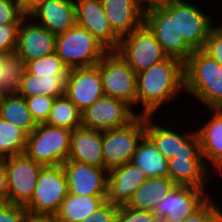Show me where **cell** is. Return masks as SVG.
Listing matches in <instances>:
<instances>
[{
	"mask_svg": "<svg viewBox=\"0 0 222 222\" xmlns=\"http://www.w3.org/2000/svg\"><path fill=\"white\" fill-rule=\"evenodd\" d=\"M184 88V63L174 57L137 73L136 106H143L140 115L152 116L162 104L177 98Z\"/></svg>",
	"mask_w": 222,
	"mask_h": 222,
	"instance_id": "obj_1",
	"label": "cell"
},
{
	"mask_svg": "<svg viewBox=\"0 0 222 222\" xmlns=\"http://www.w3.org/2000/svg\"><path fill=\"white\" fill-rule=\"evenodd\" d=\"M184 91L209 109L222 108V67L203 50L184 62Z\"/></svg>",
	"mask_w": 222,
	"mask_h": 222,
	"instance_id": "obj_2",
	"label": "cell"
},
{
	"mask_svg": "<svg viewBox=\"0 0 222 222\" xmlns=\"http://www.w3.org/2000/svg\"><path fill=\"white\" fill-rule=\"evenodd\" d=\"M144 23L168 57L177 58L184 63L194 52L177 27V0L145 9Z\"/></svg>",
	"mask_w": 222,
	"mask_h": 222,
	"instance_id": "obj_3",
	"label": "cell"
},
{
	"mask_svg": "<svg viewBox=\"0 0 222 222\" xmlns=\"http://www.w3.org/2000/svg\"><path fill=\"white\" fill-rule=\"evenodd\" d=\"M71 133L66 128L37 124L27 136L24 154L43 167L62 165L68 160Z\"/></svg>",
	"mask_w": 222,
	"mask_h": 222,
	"instance_id": "obj_4",
	"label": "cell"
},
{
	"mask_svg": "<svg viewBox=\"0 0 222 222\" xmlns=\"http://www.w3.org/2000/svg\"><path fill=\"white\" fill-rule=\"evenodd\" d=\"M107 51L88 30L77 24L56 35L55 52L68 69L96 66Z\"/></svg>",
	"mask_w": 222,
	"mask_h": 222,
	"instance_id": "obj_5",
	"label": "cell"
},
{
	"mask_svg": "<svg viewBox=\"0 0 222 222\" xmlns=\"http://www.w3.org/2000/svg\"><path fill=\"white\" fill-rule=\"evenodd\" d=\"M146 136V116L138 115L128 125L102 132L104 168L108 171L132 161L139 143Z\"/></svg>",
	"mask_w": 222,
	"mask_h": 222,
	"instance_id": "obj_6",
	"label": "cell"
},
{
	"mask_svg": "<svg viewBox=\"0 0 222 222\" xmlns=\"http://www.w3.org/2000/svg\"><path fill=\"white\" fill-rule=\"evenodd\" d=\"M67 195V178L62 165L45 166L32 198L24 207L31 216H55Z\"/></svg>",
	"mask_w": 222,
	"mask_h": 222,
	"instance_id": "obj_7",
	"label": "cell"
},
{
	"mask_svg": "<svg viewBox=\"0 0 222 222\" xmlns=\"http://www.w3.org/2000/svg\"><path fill=\"white\" fill-rule=\"evenodd\" d=\"M102 80L104 95L136 105L137 74L115 50L107 51L96 65Z\"/></svg>",
	"mask_w": 222,
	"mask_h": 222,
	"instance_id": "obj_8",
	"label": "cell"
},
{
	"mask_svg": "<svg viewBox=\"0 0 222 222\" xmlns=\"http://www.w3.org/2000/svg\"><path fill=\"white\" fill-rule=\"evenodd\" d=\"M137 74L168 58L153 32L143 23L120 39L115 50Z\"/></svg>",
	"mask_w": 222,
	"mask_h": 222,
	"instance_id": "obj_9",
	"label": "cell"
},
{
	"mask_svg": "<svg viewBox=\"0 0 222 222\" xmlns=\"http://www.w3.org/2000/svg\"><path fill=\"white\" fill-rule=\"evenodd\" d=\"M138 115L126 102L103 95L81 112V127L103 132L126 126Z\"/></svg>",
	"mask_w": 222,
	"mask_h": 222,
	"instance_id": "obj_10",
	"label": "cell"
},
{
	"mask_svg": "<svg viewBox=\"0 0 222 222\" xmlns=\"http://www.w3.org/2000/svg\"><path fill=\"white\" fill-rule=\"evenodd\" d=\"M1 160L4 162L7 175L8 203L25 206L34 194L43 166L25 154Z\"/></svg>",
	"mask_w": 222,
	"mask_h": 222,
	"instance_id": "obj_11",
	"label": "cell"
},
{
	"mask_svg": "<svg viewBox=\"0 0 222 222\" xmlns=\"http://www.w3.org/2000/svg\"><path fill=\"white\" fill-rule=\"evenodd\" d=\"M204 190L175 185L157 204L153 214L167 222H181L197 212L211 198Z\"/></svg>",
	"mask_w": 222,
	"mask_h": 222,
	"instance_id": "obj_12",
	"label": "cell"
},
{
	"mask_svg": "<svg viewBox=\"0 0 222 222\" xmlns=\"http://www.w3.org/2000/svg\"><path fill=\"white\" fill-rule=\"evenodd\" d=\"M64 94L83 112L104 95L99 68L92 66L69 69Z\"/></svg>",
	"mask_w": 222,
	"mask_h": 222,
	"instance_id": "obj_13",
	"label": "cell"
},
{
	"mask_svg": "<svg viewBox=\"0 0 222 222\" xmlns=\"http://www.w3.org/2000/svg\"><path fill=\"white\" fill-rule=\"evenodd\" d=\"M68 185V194L80 196H107L108 173L105 168L67 160L62 164Z\"/></svg>",
	"mask_w": 222,
	"mask_h": 222,
	"instance_id": "obj_14",
	"label": "cell"
},
{
	"mask_svg": "<svg viewBox=\"0 0 222 222\" xmlns=\"http://www.w3.org/2000/svg\"><path fill=\"white\" fill-rule=\"evenodd\" d=\"M76 24L88 30L108 51L116 50L120 37L113 31L101 0H75Z\"/></svg>",
	"mask_w": 222,
	"mask_h": 222,
	"instance_id": "obj_15",
	"label": "cell"
},
{
	"mask_svg": "<svg viewBox=\"0 0 222 222\" xmlns=\"http://www.w3.org/2000/svg\"><path fill=\"white\" fill-rule=\"evenodd\" d=\"M212 19L200 8L177 0V27L180 35L193 50H203L213 27Z\"/></svg>",
	"mask_w": 222,
	"mask_h": 222,
	"instance_id": "obj_16",
	"label": "cell"
},
{
	"mask_svg": "<svg viewBox=\"0 0 222 222\" xmlns=\"http://www.w3.org/2000/svg\"><path fill=\"white\" fill-rule=\"evenodd\" d=\"M24 17L18 29L16 51L25 64L55 52L56 35ZM26 20V21H25Z\"/></svg>",
	"mask_w": 222,
	"mask_h": 222,
	"instance_id": "obj_17",
	"label": "cell"
},
{
	"mask_svg": "<svg viewBox=\"0 0 222 222\" xmlns=\"http://www.w3.org/2000/svg\"><path fill=\"white\" fill-rule=\"evenodd\" d=\"M146 179L143 170L132 162L112 168L108 173L107 201L116 206L127 205Z\"/></svg>",
	"mask_w": 222,
	"mask_h": 222,
	"instance_id": "obj_18",
	"label": "cell"
},
{
	"mask_svg": "<svg viewBox=\"0 0 222 222\" xmlns=\"http://www.w3.org/2000/svg\"><path fill=\"white\" fill-rule=\"evenodd\" d=\"M113 31L122 38L144 23L145 9L138 0H101Z\"/></svg>",
	"mask_w": 222,
	"mask_h": 222,
	"instance_id": "obj_19",
	"label": "cell"
},
{
	"mask_svg": "<svg viewBox=\"0 0 222 222\" xmlns=\"http://www.w3.org/2000/svg\"><path fill=\"white\" fill-rule=\"evenodd\" d=\"M54 35L65 33L76 24L75 0H51L41 4L29 16Z\"/></svg>",
	"mask_w": 222,
	"mask_h": 222,
	"instance_id": "obj_20",
	"label": "cell"
},
{
	"mask_svg": "<svg viewBox=\"0 0 222 222\" xmlns=\"http://www.w3.org/2000/svg\"><path fill=\"white\" fill-rule=\"evenodd\" d=\"M68 160L104 168L102 132L83 127L74 129L71 133Z\"/></svg>",
	"mask_w": 222,
	"mask_h": 222,
	"instance_id": "obj_21",
	"label": "cell"
},
{
	"mask_svg": "<svg viewBox=\"0 0 222 222\" xmlns=\"http://www.w3.org/2000/svg\"><path fill=\"white\" fill-rule=\"evenodd\" d=\"M167 167L175 185L206 189L209 169L203 157H175L167 161Z\"/></svg>",
	"mask_w": 222,
	"mask_h": 222,
	"instance_id": "obj_22",
	"label": "cell"
},
{
	"mask_svg": "<svg viewBox=\"0 0 222 222\" xmlns=\"http://www.w3.org/2000/svg\"><path fill=\"white\" fill-rule=\"evenodd\" d=\"M213 116L201 128L196 129L200 141L203 158L207 159L208 167L214 166L222 172V108L209 109ZM211 165V166H210Z\"/></svg>",
	"mask_w": 222,
	"mask_h": 222,
	"instance_id": "obj_23",
	"label": "cell"
},
{
	"mask_svg": "<svg viewBox=\"0 0 222 222\" xmlns=\"http://www.w3.org/2000/svg\"><path fill=\"white\" fill-rule=\"evenodd\" d=\"M174 186L175 184L170 177L147 178L137 188L127 206L153 212L157 204Z\"/></svg>",
	"mask_w": 222,
	"mask_h": 222,
	"instance_id": "obj_24",
	"label": "cell"
},
{
	"mask_svg": "<svg viewBox=\"0 0 222 222\" xmlns=\"http://www.w3.org/2000/svg\"><path fill=\"white\" fill-rule=\"evenodd\" d=\"M107 201V196L68 194L55 215L59 222H81Z\"/></svg>",
	"mask_w": 222,
	"mask_h": 222,
	"instance_id": "obj_25",
	"label": "cell"
},
{
	"mask_svg": "<svg viewBox=\"0 0 222 222\" xmlns=\"http://www.w3.org/2000/svg\"><path fill=\"white\" fill-rule=\"evenodd\" d=\"M26 64L16 50L0 54V97L19 92Z\"/></svg>",
	"mask_w": 222,
	"mask_h": 222,
	"instance_id": "obj_26",
	"label": "cell"
},
{
	"mask_svg": "<svg viewBox=\"0 0 222 222\" xmlns=\"http://www.w3.org/2000/svg\"><path fill=\"white\" fill-rule=\"evenodd\" d=\"M154 116H146V136L154 143L157 150L166 158L170 160L175 158L180 152V146L193 134L182 135L176 131L169 130L165 126H160L153 123Z\"/></svg>",
	"mask_w": 222,
	"mask_h": 222,
	"instance_id": "obj_27",
	"label": "cell"
},
{
	"mask_svg": "<svg viewBox=\"0 0 222 222\" xmlns=\"http://www.w3.org/2000/svg\"><path fill=\"white\" fill-rule=\"evenodd\" d=\"M66 77L67 74H53L52 76L38 77L30 74L26 70L18 95L24 98L34 95H44L55 98L62 96L65 92Z\"/></svg>",
	"mask_w": 222,
	"mask_h": 222,
	"instance_id": "obj_28",
	"label": "cell"
},
{
	"mask_svg": "<svg viewBox=\"0 0 222 222\" xmlns=\"http://www.w3.org/2000/svg\"><path fill=\"white\" fill-rule=\"evenodd\" d=\"M131 162L141 168L147 178L169 177L166 158L147 136L139 143Z\"/></svg>",
	"mask_w": 222,
	"mask_h": 222,
	"instance_id": "obj_29",
	"label": "cell"
},
{
	"mask_svg": "<svg viewBox=\"0 0 222 222\" xmlns=\"http://www.w3.org/2000/svg\"><path fill=\"white\" fill-rule=\"evenodd\" d=\"M0 117L19 127L27 135L37 127L25 98L18 94L0 97Z\"/></svg>",
	"mask_w": 222,
	"mask_h": 222,
	"instance_id": "obj_30",
	"label": "cell"
},
{
	"mask_svg": "<svg viewBox=\"0 0 222 222\" xmlns=\"http://www.w3.org/2000/svg\"><path fill=\"white\" fill-rule=\"evenodd\" d=\"M45 124L73 131L81 127V112L64 94L55 98Z\"/></svg>",
	"mask_w": 222,
	"mask_h": 222,
	"instance_id": "obj_31",
	"label": "cell"
},
{
	"mask_svg": "<svg viewBox=\"0 0 222 222\" xmlns=\"http://www.w3.org/2000/svg\"><path fill=\"white\" fill-rule=\"evenodd\" d=\"M27 134L0 117V160L24 154Z\"/></svg>",
	"mask_w": 222,
	"mask_h": 222,
	"instance_id": "obj_32",
	"label": "cell"
},
{
	"mask_svg": "<svg viewBox=\"0 0 222 222\" xmlns=\"http://www.w3.org/2000/svg\"><path fill=\"white\" fill-rule=\"evenodd\" d=\"M26 70L38 77L52 76L53 74H68L69 71L56 52L28 62Z\"/></svg>",
	"mask_w": 222,
	"mask_h": 222,
	"instance_id": "obj_33",
	"label": "cell"
},
{
	"mask_svg": "<svg viewBox=\"0 0 222 222\" xmlns=\"http://www.w3.org/2000/svg\"><path fill=\"white\" fill-rule=\"evenodd\" d=\"M25 100L35 123H45L49 117L55 97L34 95L25 97Z\"/></svg>",
	"mask_w": 222,
	"mask_h": 222,
	"instance_id": "obj_34",
	"label": "cell"
},
{
	"mask_svg": "<svg viewBox=\"0 0 222 222\" xmlns=\"http://www.w3.org/2000/svg\"><path fill=\"white\" fill-rule=\"evenodd\" d=\"M24 17L20 3L15 0H0V25L20 24Z\"/></svg>",
	"mask_w": 222,
	"mask_h": 222,
	"instance_id": "obj_35",
	"label": "cell"
},
{
	"mask_svg": "<svg viewBox=\"0 0 222 222\" xmlns=\"http://www.w3.org/2000/svg\"><path fill=\"white\" fill-rule=\"evenodd\" d=\"M155 215L151 211L119 206L115 222H153Z\"/></svg>",
	"mask_w": 222,
	"mask_h": 222,
	"instance_id": "obj_36",
	"label": "cell"
},
{
	"mask_svg": "<svg viewBox=\"0 0 222 222\" xmlns=\"http://www.w3.org/2000/svg\"><path fill=\"white\" fill-rule=\"evenodd\" d=\"M203 51L222 67V23L220 26L212 27Z\"/></svg>",
	"mask_w": 222,
	"mask_h": 222,
	"instance_id": "obj_37",
	"label": "cell"
},
{
	"mask_svg": "<svg viewBox=\"0 0 222 222\" xmlns=\"http://www.w3.org/2000/svg\"><path fill=\"white\" fill-rule=\"evenodd\" d=\"M29 213L23 205L0 204V222H28Z\"/></svg>",
	"mask_w": 222,
	"mask_h": 222,
	"instance_id": "obj_38",
	"label": "cell"
},
{
	"mask_svg": "<svg viewBox=\"0 0 222 222\" xmlns=\"http://www.w3.org/2000/svg\"><path fill=\"white\" fill-rule=\"evenodd\" d=\"M20 24L0 25V54L16 50Z\"/></svg>",
	"mask_w": 222,
	"mask_h": 222,
	"instance_id": "obj_39",
	"label": "cell"
},
{
	"mask_svg": "<svg viewBox=\"0 0 222 222\" xmlns=\"http://www.w3.org/2000/svg\"><path fill=\"white\" fill-rule=\"evenodd\" d=\"M118 207L119 206L106 201L89 217L83 219L81 222H115Z\"/></svg>",
	"mask_w": 222,
	"mask_h": 222,
	"instance_id": "obj_40",
	"label": "cell"
},
{
	"mask_svg": "<svg viewBox=\"0 0 222 222\" xmlns=\"http://www.w3.org/2000/svg\"><path fill=\"white\" fill-rule=\"evenodd\" d=\"M219 210V206L210 198L197 212L181 222H208Z\"/></svg>",
	"mask_w": 222,
	"mask_h": 222,
	"instance_id": "obj_41",
	"label": "cell"
},
{
	"mask_svg": "<svg viewBox=\"0 0 222 222\" xmlns=\"http://www.w3.org/2000/svg\"><path fill=\"white\" fill-rule=\"evenodd\" d=\"M175 157H203L198 134H193L180 146V152Z\"/></svg>",
	"mask_w": 222,
	"mask_h": 222,
	"instance_id": "obj_42",
	"label": "cell"
},
{
	"mask_svg": "<svg viewBox=\"0 0 222 222\" xmlns=\"http://www.w3.org/2000/svg\"><path fill=\"white\" fill-rule=\"evenodd\" d=\"M8 203V184L5 165L0 160V204Z\"/></svg>",
	"mask_w": 222,
	"mask_h": 222,
	"instance_id": "obj_43",
	"label": "cell"
},
{
	"mask_svg": "<svg viewBox=\"0 0 222 222\" xmlns=\"http://www.w3.org/2000/svg\"><path fill=\"white\" fill-rule=\"evenodd\" d=\"M51 0H22L20 3L22 12L25 16H29L41 4Z\"/></svg>",
	"mask_w": 222,
	"mask_h": 222,
	"instance_id": "obj_44",
	"label": "cell"
},
{
	"mask_svg": "<svg viewBox=\"0 0 222 222\" xmlns=\"http://www.w3.org/2000/svg\"><path fill=\"white\" fill-rule=\"evenodd\" d=\"M170 0H138V3L144 8L154 7L155 5L167 4ZM145 3V4H144ZM144 4V5H143Z\"/></svg>",
	"mask_w": 222,
	"mask_h": 222,
	"instance_id": "obj_45",
	"label": "cell"
},
{
	"mask_svg": "<svg viewBox=\"0 0 222 222\" xmlns=\"http://www.w3.org/2000/svg\"><path fill=\"white\" fill-rule=\"evenodd\" d=\"M28 222H59L55 216H31Z\"/></svg>",
	"mask_w": 222,
	"mask_h": 222,
	"instance_id": "obj_46",
	"label": "cell"
},
{
	"mask_svg": "<svg viewBox=\"0 0 222 222\" xmlns=\"http://www.w3.org/2000/svg\"><path fill=\"white\" fill-rule=\"evenodd\" d=\"M208 222H222V210L220 209Z\"/></svg>",
	"mask_w": 222,
	"mask_h": 222,
	"instance_id": "obj_47",
	"label": "cell"
},
{
	"mask_svg": "<svg viewBox=\"0 0 222 222\" xmlns=\"http://www.w3.org/2000/svg\"><path fill=\"white\" fill-rule=\"evenodd\" d=\"M153 222H167L165 219L163 218H156L153 220Z\"/></svg>",
	"mask_w": 222,
	"mask_h": 222,
	"instance_id": "obj_48",
	"label": "cell"
}]
</instances>
